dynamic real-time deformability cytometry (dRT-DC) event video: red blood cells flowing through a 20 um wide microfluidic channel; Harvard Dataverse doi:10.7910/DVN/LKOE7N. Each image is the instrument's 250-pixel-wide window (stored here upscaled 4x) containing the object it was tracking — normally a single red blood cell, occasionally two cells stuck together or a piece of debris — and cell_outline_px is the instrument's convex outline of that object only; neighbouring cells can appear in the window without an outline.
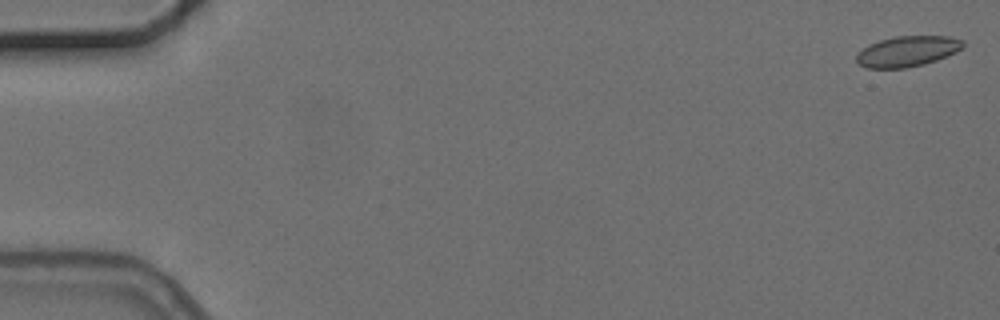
{"species": "common noctule bat (a hibernating species)", "species_latin": "Nyctalus noctula", "temperature_condition": "cold", "stored_images_in_passage": 10, "camera_frame_rate_fps": 3000, "um_per_image_px": 0.085, "animal": {"sex": "female", "body_mass_g": 24.6, "forearm_length_mm": 56.2}, "frame": {"image": 1, "passage_image": 1, "time_ms": 0.0, "image_size_px": [1000, 320], "cell_outline_px": [[964, 48], [948, 56], [924, 64], [904, 68], [868, 68], [860, 64], [856, 60], [856, 52], [868, 44], [880, 40], [896, 36], [952, 36], [964, 40]], "centroid_in_image_um": [77.15, 4.35], "position_along_channel_um": 7.9, "area_um2": 19.19}}
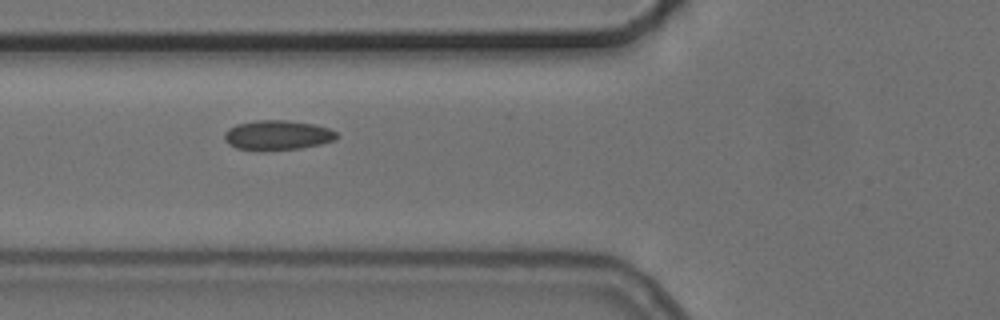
{"frame": {"image": 2, "passage_image": 6, "time_ms": 6.667, "image_size_px": [1000, 320], "cell_outline_px": [[340, 136], [336, 140], [320, 144], [300, 148], [260, 152], [236, 148], [228, 144], [224, 140], [224, 132], [228, 128], [236, 124], [256, 120], [288, 120], [316, 124], [328, 128], [336, 132]], "centroid_in_image_um": [23.56, 11.5], "position_along_channel_um": 102.2, "area_um2": 20.0}}
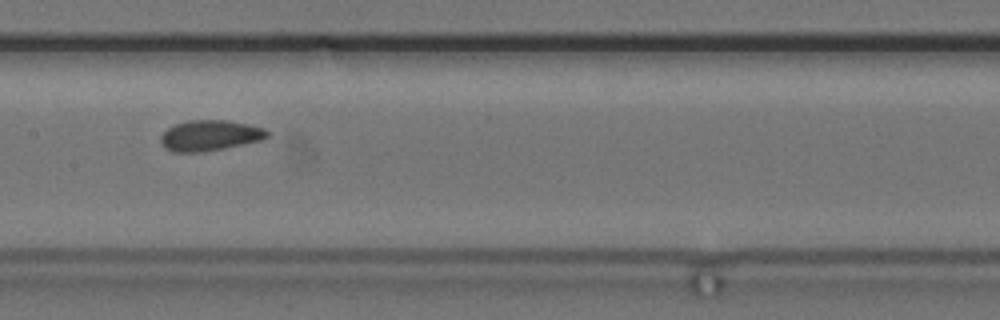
{"frame": {"image": 3, "passage_image": 8, "time_ms": 9.0, "image_size_px": [1000, 320], "cell_outline_px": [[268, 136], [260, 140], [224, 148], [200, 152], [172, 152], [164, 148], [160, 140], [160, 136], [168, 128], [176, 124], [188, 120], [228, 120], [248, 124], [264, 128], [268, 132]], "centroid_in_image_um": [17.81, 11.51], "position_along_channel_um": 189.6, "area_um2": 18.9}}